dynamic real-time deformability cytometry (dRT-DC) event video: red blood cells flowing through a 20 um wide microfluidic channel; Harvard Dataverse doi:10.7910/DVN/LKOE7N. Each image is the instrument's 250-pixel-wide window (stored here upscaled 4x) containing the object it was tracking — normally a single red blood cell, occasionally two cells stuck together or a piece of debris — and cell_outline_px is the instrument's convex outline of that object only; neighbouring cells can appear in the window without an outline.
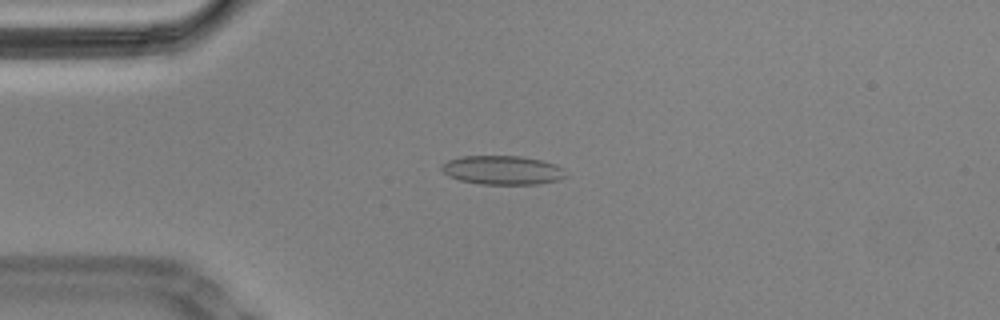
{"species": "Egyptian fruit bat (a non-hibernating species)", "species_latin": "Rousettus aegyptiacus", "temperature_condition": "cold", "stored_images_in_passage": 58, "camera_frame_rate_fps": 3000, "um_per_image_px": 0.085, "animal": {"sex": "male"}, "frame": {"image": 1, "passage_image": 14, "time_ms": 4.333, "image_size_px": [1000, 320], "cell_outline_px": [[568, 176], [560, 180], [536, 184], [480, 184], [460, 180], [448, 176], [440, 168], [440, 164], [448, 160], [460, 156], [520, 156], [540, 160], [556, 164], [564, 168]], "centroid_in_image_um": [42.72, 14.46], "position_along_channel_um": 42.3, "area_um2": 21.15}}
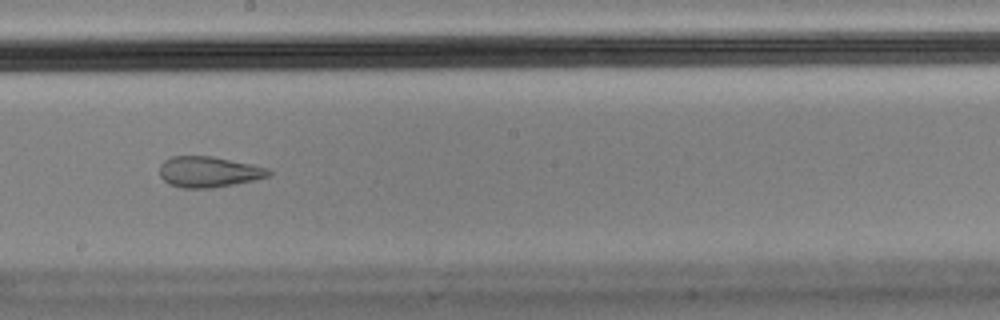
{"frame": {"image": 2, "passage_image": 32, "time_ms": 10.333, "image_size_px": [1000, 320], "cell_outline_px": [[272, 172], [268, 176], [252, 180], [212, 188], [180, 188], [168, 184], [160, 176], [160, 164], [164, 160], [172, 156], [212, 156], [252, 164], [268, 168]], "centroid_in_image_um": [17.7, 14.6], "position_along_channel_um": 230.5, "area_um2": 19.54}}
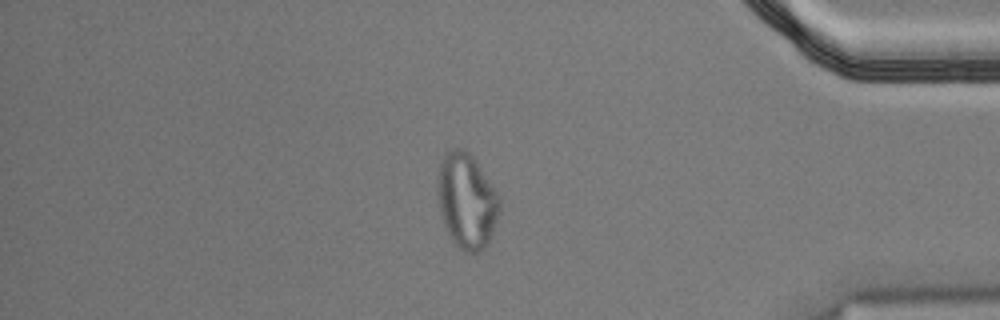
{"frame": {"image": 3, "passage_image": 49, "time_ms": 16.0, "image_size_px": [1000, 320], "cell_outline_px": [[500, 208], [492, 232], [484, 248], [480, 252], [464, 252], [452, 240], [444, 224], [440, 212], [440, 160], [444, 152], [456, 148], [464, 148], [476, 160], [500, 196]], "centroid_in_image_um": [39.7, 17.05], "position_along_channel_um": 395.5, "area_um2": 33.7}, "authors_computed_cell_mechanics": {"area_um2": 20.9236, "velocity_mm_per_s": 3.4545, "shape_relaxation_time_tau1_ms": null, "shape_relaxation_time_tau2_ms": 1.2199, "deformation_change_tau1": null, "deformation_change_tau2": 0.0873}}